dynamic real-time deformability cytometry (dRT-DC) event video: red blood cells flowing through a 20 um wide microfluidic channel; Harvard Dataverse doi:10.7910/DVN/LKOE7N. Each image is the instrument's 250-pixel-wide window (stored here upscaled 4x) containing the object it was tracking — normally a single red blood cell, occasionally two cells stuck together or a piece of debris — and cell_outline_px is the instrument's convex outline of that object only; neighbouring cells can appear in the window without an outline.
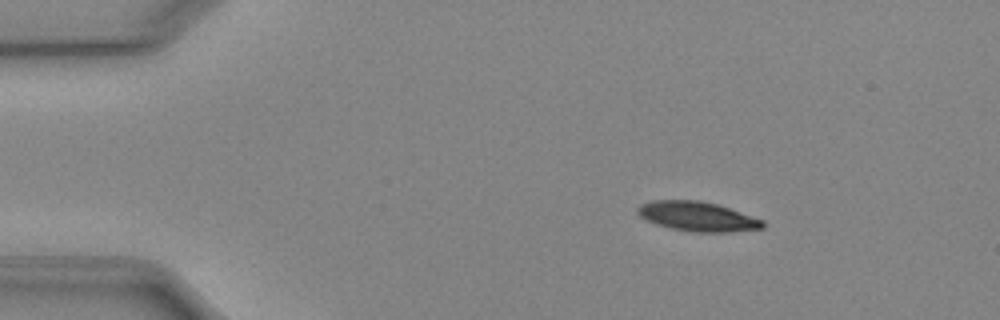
{"species": "Egyptian fruit bat (a non-hibernating species)", "species_latin": "Rousettus aegyptiacus", "temperature_condition": "cold", "stored_images_in_passage": 44, "camera_frame_rate_fps": 3000, "um_per_image_px": 0.085, "animal": {"sex": "female"}, "frame": {"image": 1, "passage_image": 1, "time_ms": 0.0, "image_size_px": [1000, 320], "cell_outline_px": [[764, 228], [728, 232], [696, 232], [672, 228], [656, 224], [640, 216], [636, 212], [636, 208], [640, 204], [652, 200], [700, 200], [716, 204], [764, 220]], "centroid_in_image_um": [59.26, 18.39], "position_along_channel_um": 25.7, "area_um2": 21.39}}
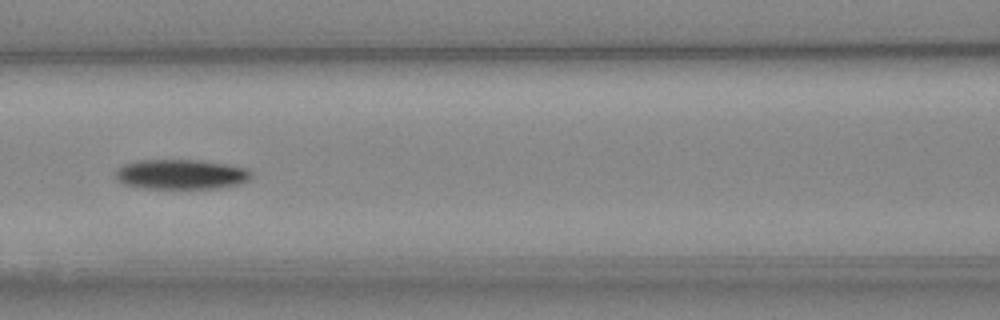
{"frame": {"image": 2, "passage_image": 16, "time_ms": 5.0, "image_size_px": [1000, 320], "cell_outline_px": [[252, 176], [248, 180], [240, 184], [216, 188], [144, 188], [124, 184], [116, 176], [116, 172], [124, 164], [136, 160], [200, 160], [228, 164], [248, 168], [252, 172]], "centroid_in_image_um": [15.45, 14.81], "position_along_channel_um": 151.1, "area_um2": 23.58}}
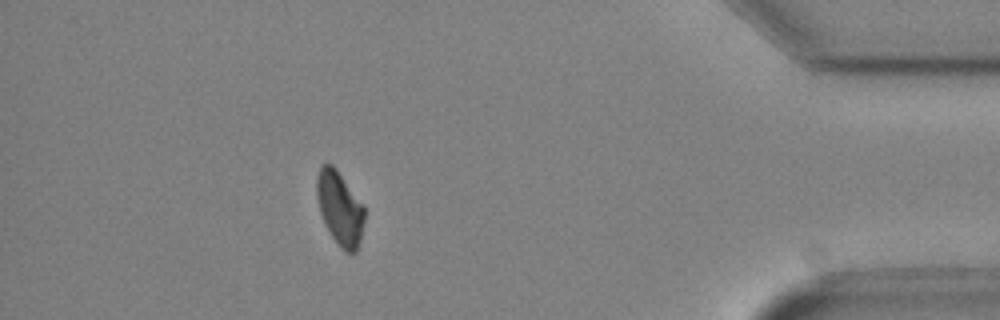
{"frame": {"image": 3, "passage_image": 39, "time_ms": 12.667, "image_size_px": [1000, 320], "cell_outline_px": [[364, 220], [360, 240], [356, 252], [344, 252], [340, 248], [324, 224], [320, 212], [316, 196], [316, 176], [320, 164], [332, 164], [336, 168], [364, 204]], "centroid_in_image_um": [28.87, 17.67], "position_along_channel_um": 406.3, "area_um2": 20.75}, "authors_computed_cell_mechanics": {"area_um2": 22.5709, "velocity_mm_per_s": 3.9261, "shape_relaxation_time_tau1_ms": 4.0948, "shape_relaxation_time_tau2_ms": null, "deformation_change_tau1": 0.1009, "deformation_change_tau2": null}}